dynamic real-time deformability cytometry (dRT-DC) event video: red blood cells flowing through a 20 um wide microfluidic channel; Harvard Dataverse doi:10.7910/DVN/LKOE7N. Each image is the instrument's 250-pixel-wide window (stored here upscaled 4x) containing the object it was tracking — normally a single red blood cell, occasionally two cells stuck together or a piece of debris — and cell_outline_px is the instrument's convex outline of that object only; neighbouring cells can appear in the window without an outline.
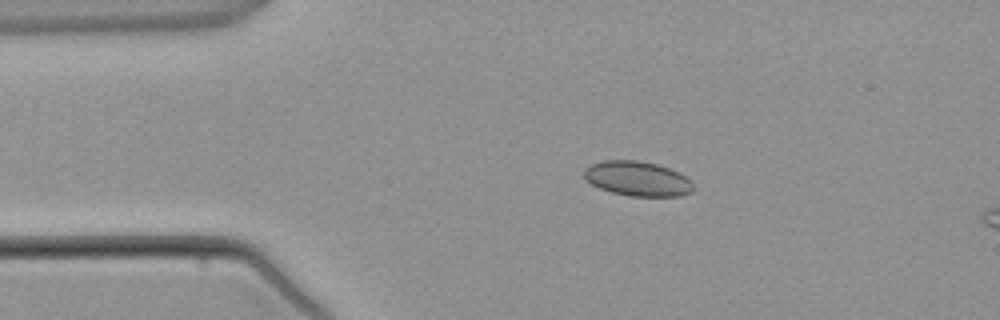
{"species": "common noctule bat (a hibernating species)", "species_latin": "Nyctalus noctula", "temperature_condition": "warm", "stored_images_in_passage": 5, "camera_frame_rate_fps": 3000, "um_per_image_px": 0.085, "animal": {"sex": "male", "body_mass_g": 21.5, "forearm_length_mm": 52.0}, "frame": {"image": 1, "passage_image": 3, "time_ms": 2.333, "image_size_px": [1000, 320], "cell_outline_px": [[692, 192], [680, 196], [632, 196], [612, 192], [600, 188], [592, 184], [584, 176], [584, 172], [592, 164], [604, 160], [640, 160], [656, 164], [680, 172], [692, 184]], "centroid_in_image_um": [54.2, 15.18], "position_along_channel_um": 30.8, "area_um2": 21.79}}